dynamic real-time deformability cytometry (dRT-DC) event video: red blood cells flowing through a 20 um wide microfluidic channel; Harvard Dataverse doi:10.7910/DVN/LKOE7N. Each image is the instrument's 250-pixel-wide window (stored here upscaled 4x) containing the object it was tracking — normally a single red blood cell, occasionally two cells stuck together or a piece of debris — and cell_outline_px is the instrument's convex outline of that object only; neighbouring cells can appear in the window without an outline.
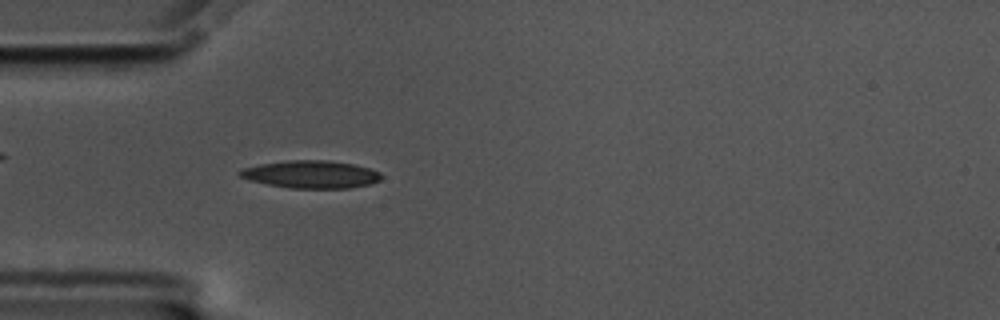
{"species": "common noctule bat (a hibernating species)", "species_latin": "Nyctalus noctula", "temperature_condition": "cold", "stored_images_in_passage": 21, "camera_frame_rate_fps": 3000, "um_per_image_px": 0.085, "animal": {"sex": "male", "body_mass_g": 17.5, "forearm_length_mm": 52.3}, "frame": {"image": 1, "passage_image": 4, "time_ms": 1.0, "image_size_px": [1000, 320], "cell_outline_px": [[384, 176], [380, 180], [368, 184], [348, 188], [288, 188], [268, 184], [252, 180], [240, 176], [236, 172], [244, 168], [260, 164], [288, 160], [328, 160], [352, 164], [368, 168], [380, 172]], "centroid_in_image_um": [26.45, 14.82], "position_along_channel_um": 58.5, "area_um2": 22.6}}